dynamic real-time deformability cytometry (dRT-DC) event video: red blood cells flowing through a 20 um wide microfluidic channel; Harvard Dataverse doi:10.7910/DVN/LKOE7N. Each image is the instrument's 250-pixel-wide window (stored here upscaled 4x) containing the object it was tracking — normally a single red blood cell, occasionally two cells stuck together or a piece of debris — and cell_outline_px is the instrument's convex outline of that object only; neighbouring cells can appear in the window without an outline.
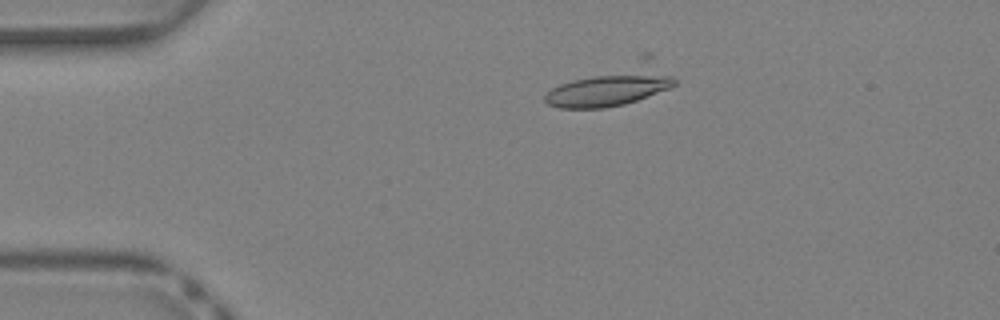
{"species": "Egyptian fruit bat (a non-hibernating species)", "species_latin": "Rousettus aegyptiacus", "temperature_condition": "warm", "stored_images_in_passage": 16, "camera_frame_rate_fps": 3000, "um_per_image_px": 0.085, "animal": {"sex": "female"}, "frame": {"image": 1, "passage_image": 9, "time_ms": 2.667, "image_size_px": [1000, 320], "cell_outline_px": [[676, 84], [668, 88], [636, 100], [624, 104], [604, 108], [560, 108], [548, 104], [544, 100], [544, 96], [552, 88], [560, 84], [572, 80], [596, 76], [636, 72], [640, 72], [672, 76], [676, 80]], "centroid_in_image_um": [51.61, 7.66], "position_along_channel_um": 33.4, "area_um2": 23.58}}
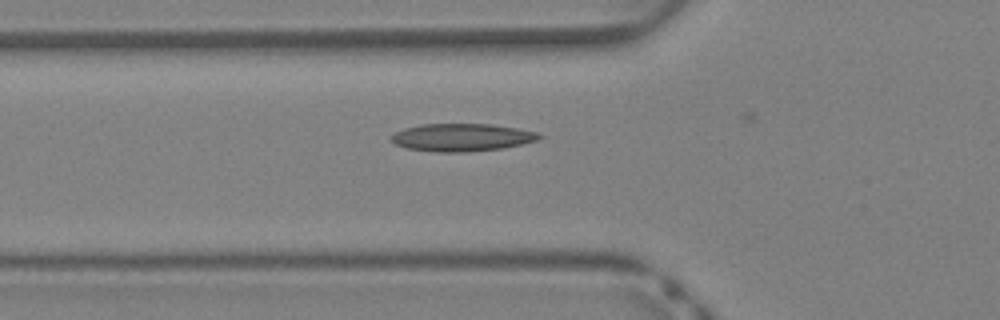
{"frame": {"image": 2, "passage_image": 15, "time_ms": 4.667, "image_size_px": [1000, 320], "cell_outline_px": [[540, 140], [504, 148], [468, 152], [436, 152], [404, 148], [396, 144], [392, 140], [392, 136], [396, 132], [404, 128], [420, 124], [492, 124], [516, 128], [536, 132], [540, 136]], "centroid_in_image_um": [39.25, 11.68], "position_along_channel_um": 86.5, "area_um2": 23.87}}